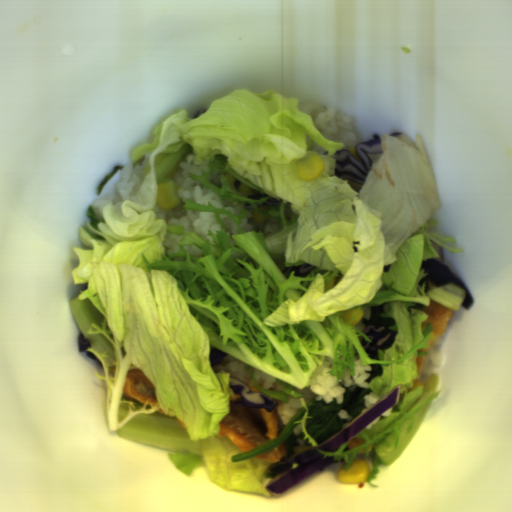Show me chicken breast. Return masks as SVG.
I'll use <instances>...</instances> for the list:
<instances>
[{"mask_svg":"<svg viewBox=\"0 0 512 512\" xmlns=\"http://www.w3.org/2000/svg\"><path fill=\"white\" fill-rule=\"evenodd\" d=\"M422 310L427 314V318L421 324V330L422 332L426 330L427 323H430L432 330L429 334V339L425 343L428 347H422L417 351L429 353L432 345L442 335L448 323L452 320L454 312L432 299L429 306H424Z\"/></svg>","mask_w":512,"mask_h":512,"instance_id":"obj_1","label":"chicken breast"},{"mask_svg":"<svg viewBox=\"0 0 512 512\" xmlns=\"http://www.w3.org/2000/svg\"><path fill=\"white\" fill-rule=\"evenodd\" d=\"M366 440L363 439L362 437H357V438H352L351 440H349L348 444H347V448L349 450L353 449V448H356L362 444H365Z\"/></svg>","mask_w":512,"mask_h":512,"instance_id":"obj_2","label":"chicken breast"},{"mask_svg":"<svg viewBox=\"0 0 512 512\" xmlns=\"http://www.w3.org/2000/svg\"><path fill=\"white\" fill-rule=\"evenodd\" d=\"M425 358H426V356L422 355V356L416 357V359H415V363L417 366L416 374L418 377H420V374H421V371H422V368H423V365L425 362Z\"/></svg>","mask_w":512,"mask_h":512,"instance_id":"obj_3","label":"chicken breast"}]
</instances>
